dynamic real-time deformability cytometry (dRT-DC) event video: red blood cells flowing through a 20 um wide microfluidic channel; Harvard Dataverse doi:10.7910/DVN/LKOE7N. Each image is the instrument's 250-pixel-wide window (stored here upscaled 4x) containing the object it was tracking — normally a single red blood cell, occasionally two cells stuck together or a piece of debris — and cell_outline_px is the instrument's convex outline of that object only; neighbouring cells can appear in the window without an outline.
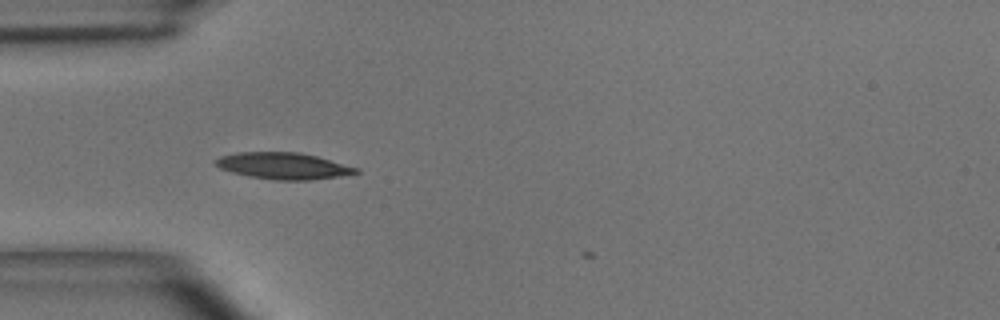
{"species": "common noctule bat (a hibernating species)", "species_latin": "Nyctalus noctula", "temperature_condition": "room temperature", "stored_images_in_passage": 5, "camera_frame_rate_fps": 3000, "um_per_image_px": 0.085, "animal": {"sex": "male", "body_mass_g": 15.6}, "frame": {"image": 1, "passage_image": 1, "time_ms": 0.0, "image_size_px": [1000, 320], "cell_outline_px": [[360, 172], [340, 176], [312, 180], [276, 180], [248, 176], [232, 172], [220, 168], [212, 164], [212, 160], [220, 156], [236, 152], [300, 152], [316, 156], [360, 168]], "centroid_in_image_um": [24.05, 14.09], "position_along_channel_um": 61.0, "area_um2": 21.91}}
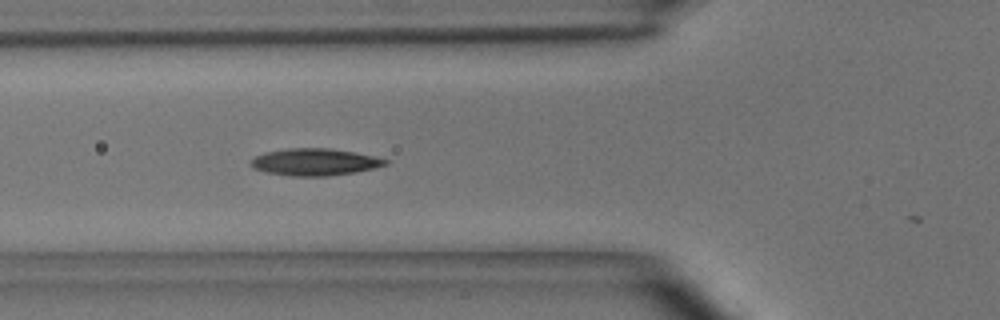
{"frame": {"image": 2, "passage_image": 4, "time_ms": 1.0, "image_size_px": [1000, 320], "cell_outline_px": [[388, 164], [356, 172], [328, 176], [288, 176], [268, 172], [252, 168], [252, 160], [256, 156], [264, 152], [288, 148], [328, 148], [356, 152], [388, 160]], "centroid_in_image_um": [26.75, 13.77], "position_along_channel_um": 99.1, "area_um2": 21.04}}